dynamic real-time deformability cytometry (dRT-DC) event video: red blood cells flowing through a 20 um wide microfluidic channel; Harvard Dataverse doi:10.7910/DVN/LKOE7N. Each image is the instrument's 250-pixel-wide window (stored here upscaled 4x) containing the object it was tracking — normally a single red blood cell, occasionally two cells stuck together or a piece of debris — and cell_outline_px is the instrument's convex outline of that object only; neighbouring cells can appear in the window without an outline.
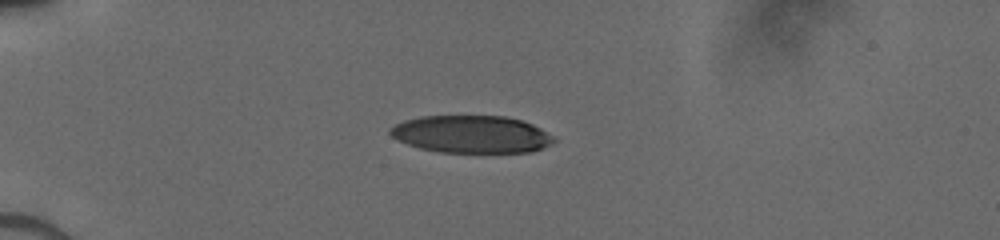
{"species": "human", "species_latin": "Homo sapiens", "temperature_condition": "cold", "stored_images_in_passage": 37, "camera_frame_rate_fps": 3000, "um_per_image_px": 0.085, "donor": {"sex": "male"}, "frame": {"image": 1, "passage_image": 1, "time_ms": 0.0, "image_size_px": [1000, 240], "cell_outline_px": [[556, 140], [552, 144], [544, 148], [532, 152], [440, 152], [420, 148], [408, 144], [392, 136], [388, 132], [396, 124], [404, 120], [420, 116], [504, 116], [520, 120], [532, 124], [556, 136]], "centroid_in_image_um": [40.13, 11.41], "position_along_channel_um": 44.9, "area_um2": 35.72}}
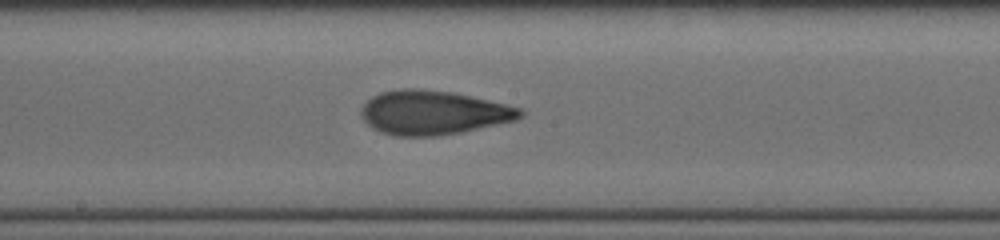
{"frame": {"image": 2, "passage_image": 16, "time_ms": 5.0, "image_size_px": [1000, 240], "cell_outline_px": [[524, 116], [516, 120], [460, 132], [436, 136], [396, 136], [380, 132], [372, 128], [360, 116], [360, 108], [372, 96], [380, 92], [400, 88], [420, 88], [452, 92], [472, 96], [524, 108]], "centroid_in_image_um": [36.82, 9.56], "position_along_channel_um": 211.4, "area_um2": 41.21}}
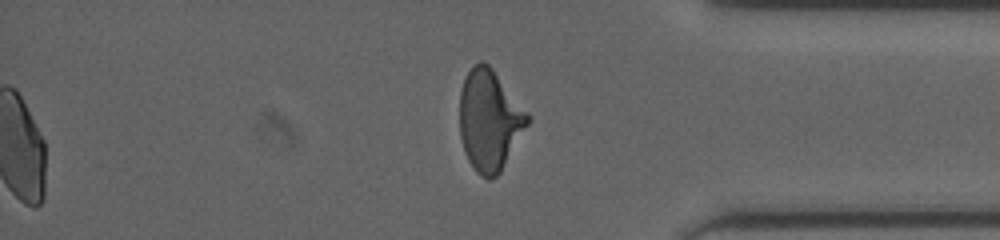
{"frame": {"image": 3, "passage_image": 30, "time_ms": 9.667, "image_size_px": [1000, 240], "cell_outline_px": [[528, 124], [500, 172], [496, 176], [488, 180], [480, 176], [476, 172], [468, 160], [464, 152], [460, 136], [460, 92], [464, 76], [472, 64], [480, 60], [488, 64], [492, 68], [528, 112]], "centroid_in_image_um": [41.57, 10.2], "position_along_channel_um": 393.6, "area_um2": 39.88}}